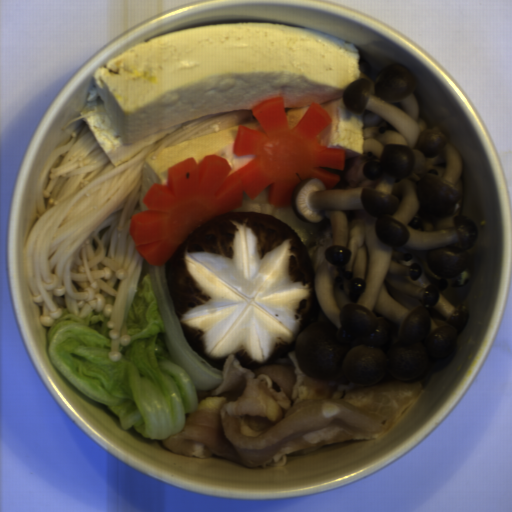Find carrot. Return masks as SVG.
Wrapping results in <instances>:
<instances>
[{
	"instance_id": "obj_1",
	"label": "carrot",
	"mask_w": 512,
	"mask_h": 512,
	"mask_svg": "<svg viewBox=\"0 0 512 512\" xmlns=\"http://www.w3.org/2000/svg\"><path fill=\"white\" fill-rule=\"evenodd\" d=\"M284 97H273L253 109L258 129L239 125L233 153L254 155L232 171L227 158L205 155L168 167L167 184L153 183L143 201L147 211L132 215L129 234L136 250L150 265L162 266L195 229L214 217L242 205L243 192L255 199L269 187L268 201L281 208L292 207V193L305 178H318L334 189L348 157L340 148L320 144L319 134L332 122L320 104H310L293 128L287 125L291 109ZM231 173V174H230Z\"/></svg>"
}]
</instances>
